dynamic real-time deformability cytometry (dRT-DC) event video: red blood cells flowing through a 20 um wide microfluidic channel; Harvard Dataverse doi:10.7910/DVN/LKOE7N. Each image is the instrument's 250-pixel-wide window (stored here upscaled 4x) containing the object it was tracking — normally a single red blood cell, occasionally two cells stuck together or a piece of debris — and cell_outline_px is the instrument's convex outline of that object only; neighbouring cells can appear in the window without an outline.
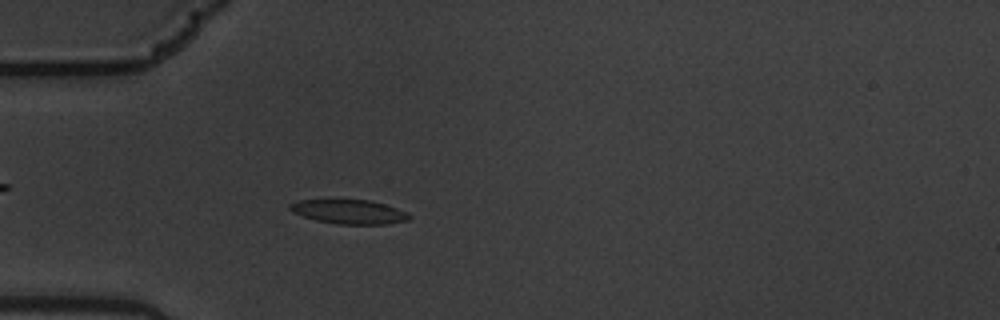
{"species": "common noctule bat (a hibernating species)", "species_latin": "Nyctalus noctula", "temperature_condition": "warm", "stored_images_in_passage": 47, "camera_frame_rate_fps": 3000, "um_per_image_px": 0.085, "animal": {"sex": "male", "body_mass_g": 19.5, "forearm_length_mm": 54.6}, "frame": {"image": 1, "passage_image": 7, "time_ms": 2.0, "image_size_px": [1000, 320], "cell_outline_px": [[412, 216], [408, 220], [388, 224], [336, 224], [316, 220], [292, 212], [288, 208], [288, 204], [300, 200], [368, 200], [384, 204], [408, 212]], "centroid_in_image_um": [29.68, 18.0], "position_along_channel_um": 55.3, "area_um2": 16.76}}
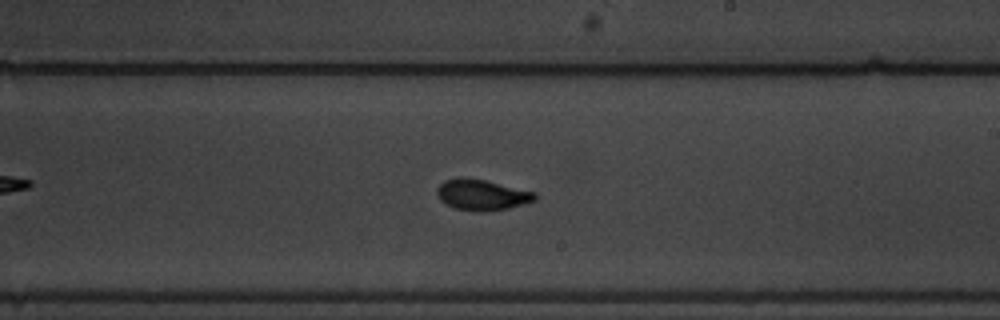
{"frame": {"image": 2, "passage_image": 24, "time_ms": 7.667, "image_size_px": [1000, 320], "cell_outline_px": [[536, 200], [508, 208], [456, 208], [440, 200], [436, 192], [436, 188], [444, 180], [484, 180], [536, 192]], "centroid_in_image_um": [40.99, 16.53], "position_along_channel_um": 248.0, "area_um2": 16.13}}
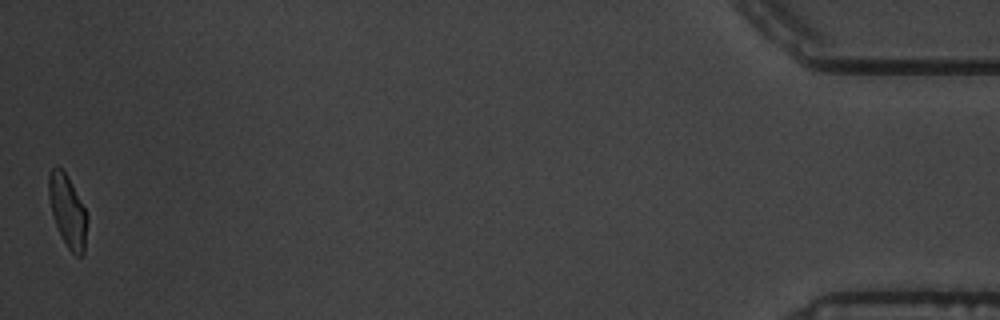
{"frame": {"image": 3, "passage_image": 47, "time_ms": 15.333, "image_size_px": [1000, 320], "cell_outline_px": [[88, 220], [84, 252], [80, 256], [76, 256], [68, 248], [56, 224], [52, 212], [48, 196], [48, 172], [56, 164], [68, 176], [88, 216]], "centroid_in_image_um": [5.74, 17.9], "position_along_channel_um": 429.5, "area_um2": 16.01}, "authors_computed_cell_mechanics": {"area_um2": 16.8776, "velocity_mm_per_s": 3.5362, "shape_relaxation_time_tau1_ms": 3.4294, "shape_relaxation_time_tau2_ms": 1.1286, "deformation_change_tau1": 0.1267, "deformation_change_tau2": 0.0685}}